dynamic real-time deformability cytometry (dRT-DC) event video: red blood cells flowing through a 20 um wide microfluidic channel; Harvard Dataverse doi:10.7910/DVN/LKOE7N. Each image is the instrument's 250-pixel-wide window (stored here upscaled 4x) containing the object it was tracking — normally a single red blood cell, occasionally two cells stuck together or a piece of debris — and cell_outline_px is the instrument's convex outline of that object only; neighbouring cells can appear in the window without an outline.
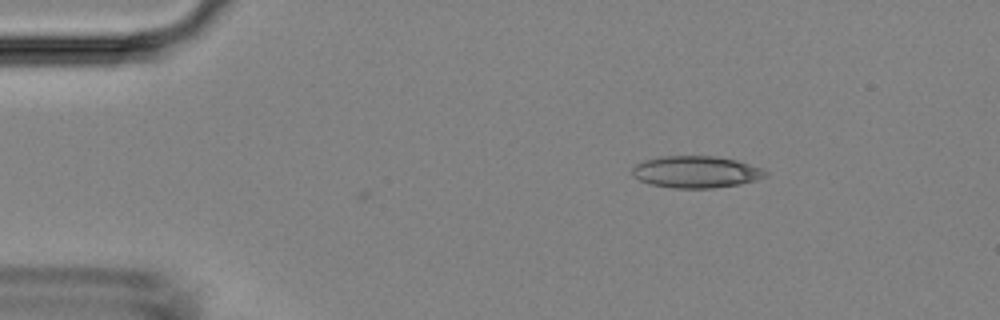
{"species": "Egyptian fruit bat (a non-hibernating species)", "species_latin": "Rousettus aegyptiacus", "temperature_condition": "room temperature", "stored_images_in_passage": 4, "camera_frame_rate_fps": 3000, "um_per_image_px": 0.085, "animal": {"sex": "female"}, "frame": {"image": 1, "passage_image": 4, "time_ms": 1.0, "image_size_px": [1000, 320], "cell_outline_px": [[768, 176], [756, 180], [740, 184], [712, 188], [672, 188], [648, 184], [632, 176], [632, 168], [636, 164], [644, 160], [660, 156], [716, 156], [736, 160], [760, 168], [768, 172]], "centroid_in_image_um": [59.14, 14.61], "position_along_channel_um": 25.9, "area_um2": 24.85}}